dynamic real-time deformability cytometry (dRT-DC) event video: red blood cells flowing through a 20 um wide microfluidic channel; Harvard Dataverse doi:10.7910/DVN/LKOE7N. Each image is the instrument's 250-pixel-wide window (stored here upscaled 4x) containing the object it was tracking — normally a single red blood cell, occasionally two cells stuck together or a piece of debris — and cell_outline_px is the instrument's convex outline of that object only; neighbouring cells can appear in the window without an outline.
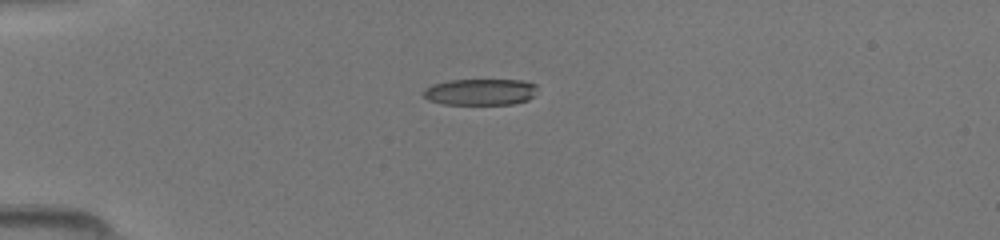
{"species": "common noctule bat (a hibernating species)", "species_latin": "Nyctalus noctula", "temperature_condition": "room temperature", "stored_images_in_passage": 49, "camera_frame_rate_fps": 3000, "um_per_image_px": 0.085, "animal": {"sex": "female", "body_mass_g": 19.5, "forearm_length_mm": 54.1}, "frame": {"image": 1, "passage_image": 14, "time_ms": 4.333, "image_size_px": [1000, 240], "cell_outline_px": [[536, 88], [532, 96], [528, 100], [512, 104], [444, 104], [428, 100], [424, 96], [424, 88], [432, 84], [448, 80], [520, 80], [536, 84]], "centroid_in_image_um": [40.8, 7.81], "position_along_channel_um": 44.2, "area_um2": 17.46}}
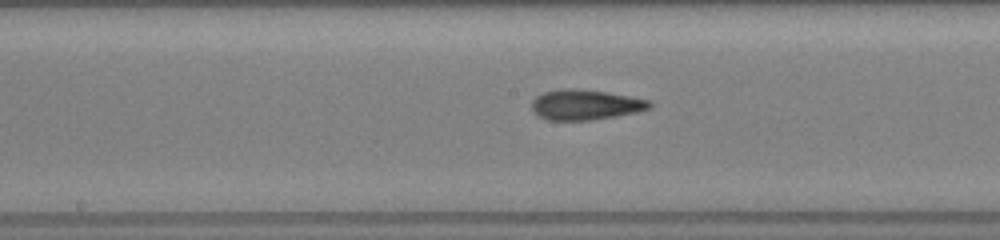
{"frame": {"image": 2, "passage_image": 27, "time_ms": 8.667, "image_size_px": [1000, 240], "cell_outline_px": [[652, 108], [636, 112], [616, 116], [588, 120], [548, 120], [536, 116], [532, 112], [532, 100], [536, 96], [544, 92], [564, 88], [576, 88], [608, 92], [648, 100], [652, 104]], "centroid_in_image_um": [49.72, 8.9], "position_along_channel_um": 198.5, "area_um2": 20.87}}
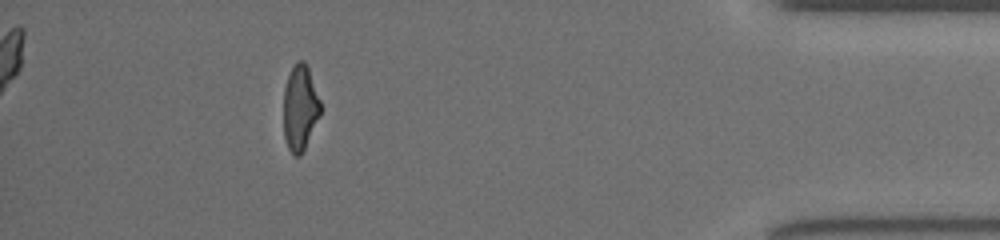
{"frame": {"image": 3, "passage_image": 45, "time_ms": 14.667, "image_size_px": [1000, 240], "cell_outline_px": [[320, 116], [300, 156], [292, 156], [288, 148], [284, 136], [284, 88], [288, 76], [296, 60], [304, 60], [308, 68], [320, 100]], "centroid_in_image_um": [25.5, 9.17], "position_along_channel_um": 409.7, "area_um2": 18.26}}